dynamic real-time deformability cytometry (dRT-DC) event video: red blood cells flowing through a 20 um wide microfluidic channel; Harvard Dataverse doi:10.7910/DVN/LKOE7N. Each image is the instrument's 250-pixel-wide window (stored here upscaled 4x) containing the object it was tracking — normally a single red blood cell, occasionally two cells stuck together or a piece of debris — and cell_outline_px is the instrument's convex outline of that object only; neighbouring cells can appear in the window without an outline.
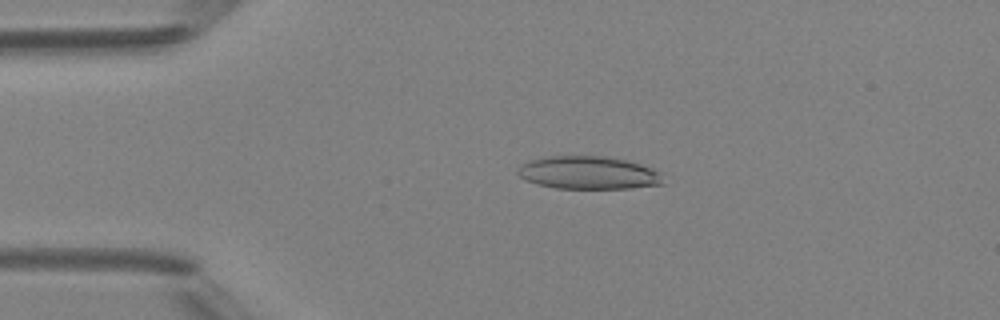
{"species": "Egyptian fruit bat (a non-hibernating species)", "species_latin": "Rousettus aegyptiacus", "temperature_condition": "room temperature", "stored_images_in_passage": 42, "camera_frame_rate_fps": 3000, "um_per_image_px": 0.085, "animal": {"sex": "female"}, "frame": {"image": 1, "passage_image": 10, "time_ms": 3.0, "image_size_px": [1000, 320], "cell_outline_px": [[664, 184], [632, 188], [556, 188], [536, 184], [520, 176], [516, 172], [516, 168], [528, 160], [548, 156], [604, 156], [624, 160], [640, 164], [652, 168], [660, 172]], "centroid_in_image_um": [50.0, 14.68], "position_along_channel_um": 35.0, "area_um2": 27.86}}
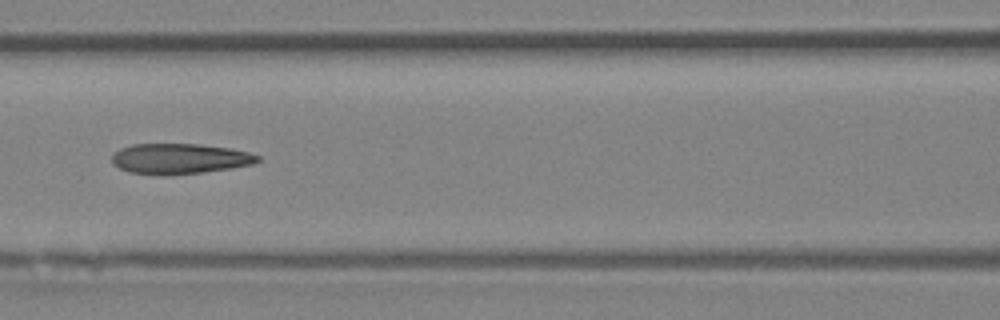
{"frame": {"image": 2, "passage_image": 21, "time_ms": 6.667, "image_size_px": [1000, 320], "cell_outline_px": [[260, 160], [252, 164], [232, 168], [200, 172], [128, 172], [112, 164], [112, 152], [120, 148], [132, 144], [200, 144], [232, 148], [248, 152], [260, 156]], "centroid_in_image_um": [15.29, 13.43], "position_along_channel_um": 151.3, "area_um2": 25.03}}
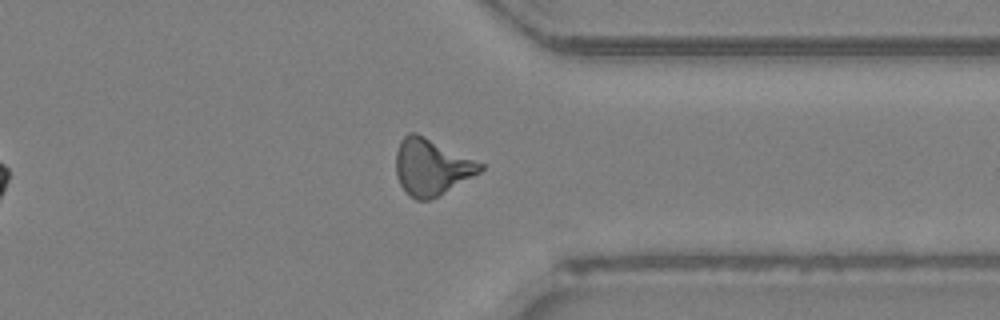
{"frame": {"image": 3, "passage_image": 37, "time_ms": 12.0, "image_size_px": [1000, 320], "cell_outline_px": [[484, 168], [480, 172], [436, 196], [428, 200], [416, 200], [408, 196], [400, 184], [396, 176], [396, 152], [400, 140], [408, 132], [416, 132], [484, 164]], "centroid_in_image_um": [36.63, 14.18], "position_along_channel_um": 374.8, "area_um2": 27.4}, "authors_computed_cell_mechanics": {"area_um2": 26.3279, "velocity_mm_per_s": 4.2513, "shape_relaxation_time_tau1_ms": null, "shape_relaxation_time_tau2_ms": 4.6645, "deformation_change_tau1": null, "deformation_change_tau2": 0.155}}